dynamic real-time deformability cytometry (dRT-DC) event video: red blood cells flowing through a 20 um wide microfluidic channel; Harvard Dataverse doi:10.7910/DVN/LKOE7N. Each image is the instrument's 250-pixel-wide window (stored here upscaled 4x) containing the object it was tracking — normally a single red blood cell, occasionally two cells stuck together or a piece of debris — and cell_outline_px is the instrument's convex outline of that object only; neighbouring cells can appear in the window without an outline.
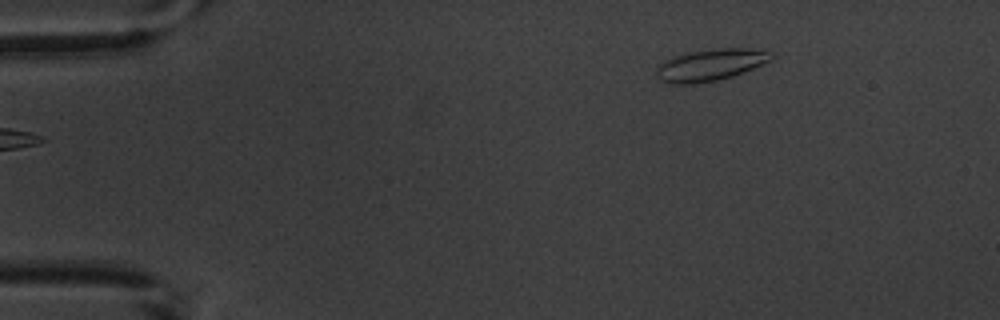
{"species": "common noctule bat (a hibernating species)", "species_latin": "Nyctalus noctula", "temperature_condition": "warm", "stored_images_in_passage": 8, "camera_frame_rate_fps": 3000, "um_per_image_px": 0.085, "animal": {"sex": "male", "body_mass_g": 20.1, "forearm_length_mm": 53.5}, "frame": {"image": 1, "passage_image": 1, "time_ms": 0.0, "image_size_px": [1000, 320], "cell_outline_px": [[772, 56], [768, 60], [744, 72], [732, 76], [716, 80], [692, 84], [668, 84], [660, 80], [656, 76], [656, 68], [664, 60], [688, 52], [712, 48], [748, 48], [772, 52]], "centroid_in_image_um": [60.31, 5.52], "position_along_channel_um": 24.7, "area_um2": 21.1}}
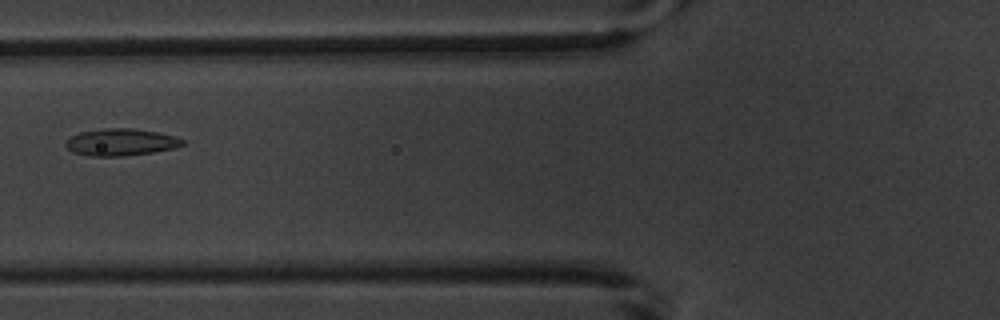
{"frame": {"image": 2, "passage_image": 5, "time_ms": 4.667, "image_size_px": [1000, 320], "cell_outline_px": [[188, 144], [176, 148], [152, 152], [124, 156], [88, 156], [72, 152], [64, 144], [72, 136], [80, 132], [104, 128], [132, 128], [156, 132], [176, 136], [184, 140]], "centroid_in_image_um": [10.32, 12.09], "position_along_channel_um": 115.5, "area_um2": 18.5}}
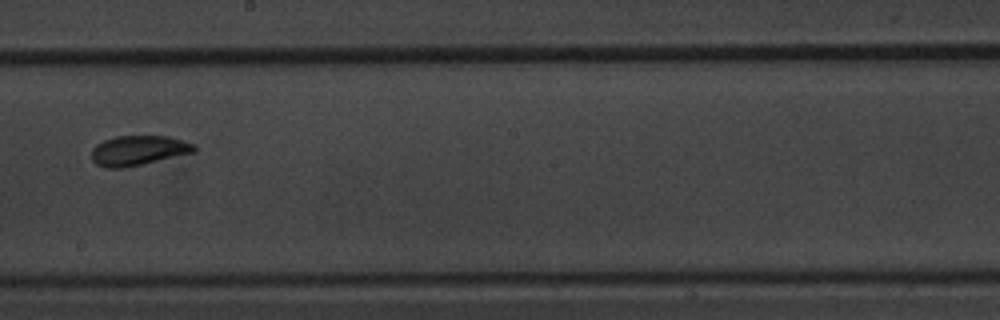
{"frame": {"image": 3, "passage_image": 8, "time_ms": 8.0, "image_size_px": [1000, 320], "cell_outline_px": [[196, 152], [144, 164], [124, 168], [104, 168], [96, 164], [92, 160], [92, 148], [96, 144], [104, 140], [116, 136], [168, 136], [196, 144]], "centroid_in_image_um": [11.77, 12.8], "position_along_channel_um": 236.4, "area_um2": 18.09}}